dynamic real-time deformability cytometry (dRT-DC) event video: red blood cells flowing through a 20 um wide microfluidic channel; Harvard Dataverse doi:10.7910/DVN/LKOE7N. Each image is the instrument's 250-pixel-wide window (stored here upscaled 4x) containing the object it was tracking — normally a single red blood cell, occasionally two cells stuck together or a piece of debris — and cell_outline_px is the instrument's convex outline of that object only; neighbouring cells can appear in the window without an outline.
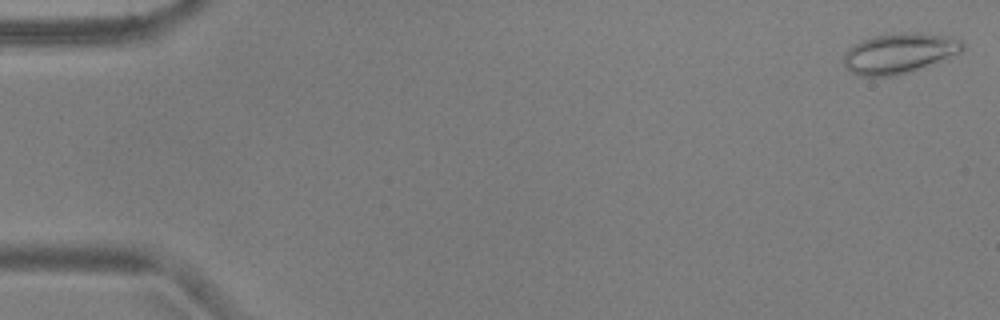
{"species": "common noctule bat (a hibernating species)", "species_latin": "Nyctalus noctula", "temperature_condition": "warm", "stored_images_in_passage": 53, "camera_frame_rate_fps": 3000, "um_per_image_px": 0.085, "animal": {"sex": "male", "body_mass_g": 17.9, "forearm_length_mm": 54.2}, "frame": {"image": 1, "passage_image": 1, "time_ms": 0.0, "image_size_px": [1000, 320], "cell_outline_px": [[964, 48], [960, 52], [908, 72], [888, 76], [860, 76], [844, 68], [844, 52], [848, 48], [872, 36], [900, 32], [916, 32], [944, 36], [964, 40]], "centroid_in_image_um": [76.39, 4.51], "position_along_channel_um": 8.6, "area_um2": 27.46}}
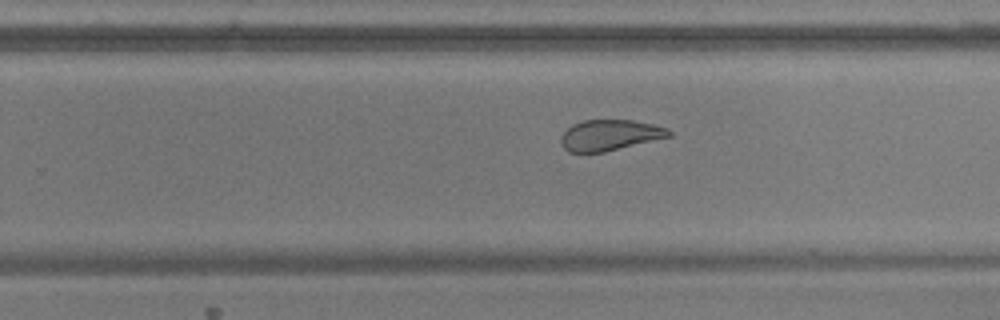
{"frame": {"image": 2, "passage_image": 34, "time_ms": 11.0, "image_size_px": [1000, 320], "cell_outline_px": [[672, 136], [604, 152], [568, 152], [560, 144], [560, 136], [572, 124], [584, 120], [632, 120], [652, 124], [668, 128], [672, 132]], "centroid_in_image_um": [51.82, 11.49], "position_along_channel_um": 278.0, "area_um2": 19.42}}
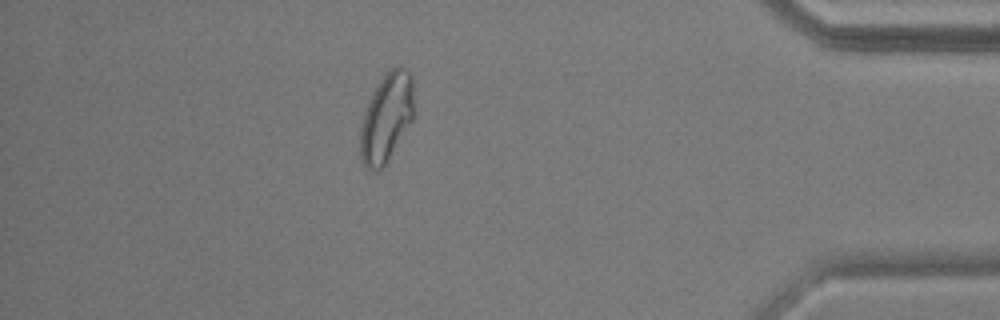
{"frame": {"image": 3, "passage_image": 47, "time_ms": 15.333, "image_size_px": [1000, 320], "cell_outline_px": [[412, 120], [388, 160], [380, 172], [368, 168], [364, 164], [360, 156], [360, 128], [364, 112], [380, 80], [396, 64], [400, 64], [412, 76]], "centroid_in_image_um": [32.83, 10.02], "position_along_channel_um": 402.4, "area_um2": 27.22}, "authors_computed_cell_mechanics": {"area_um2": 24.1026, "velocity_mm_per_s": 3.7604, "shape_relaxation_time_tau1_ms": null, "shape_relaxation_time_tau2_ms": 1.3694, "deformation_change_tau1": null, "deformation_change_tau2": 0.0892}}